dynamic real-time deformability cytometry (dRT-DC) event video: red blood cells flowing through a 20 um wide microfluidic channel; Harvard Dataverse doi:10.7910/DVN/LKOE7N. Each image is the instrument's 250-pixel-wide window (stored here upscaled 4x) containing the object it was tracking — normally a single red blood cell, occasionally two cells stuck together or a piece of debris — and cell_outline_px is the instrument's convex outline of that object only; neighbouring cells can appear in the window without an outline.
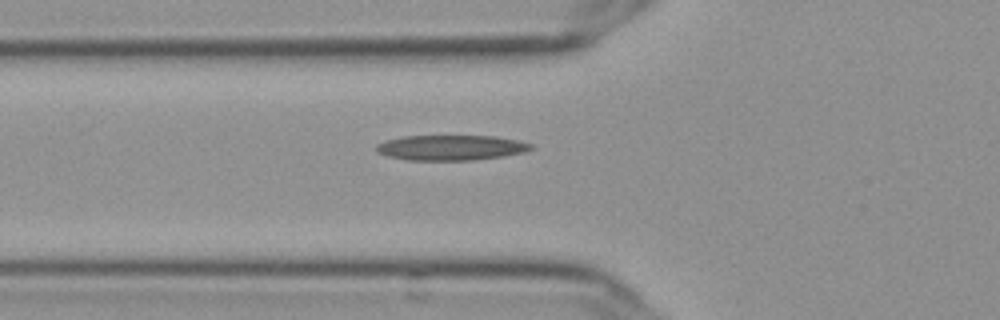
{"species": "Egyptian fruit bat (a non-hibernating species)", "species_latin": "Rousettus aegyptiacus", "temperature_condition": "cold", "stored_images_in_passage": 43, "segment_of_instrument_passage": [1, 2], "camera_frame_rate_fps": 3000, "um_per_image_px": 0.085, "frame": {"image": 1, "passage_image": 6, "time_ms": 1.667, "image_size_px": [1000, 320], "cell_outline_px": [[532, 148], [524, 152], [500, 156], [472, 160], [408, 160], [388, 156], [376, 152], [376, 144], [388, 140], [404, 136], [496, 136], [516, 140], [532, 144]], "centroid_in_image_um": [38.3, 12.55], "position_along_channel_um": 87.5, "area_um2": 22.48}}
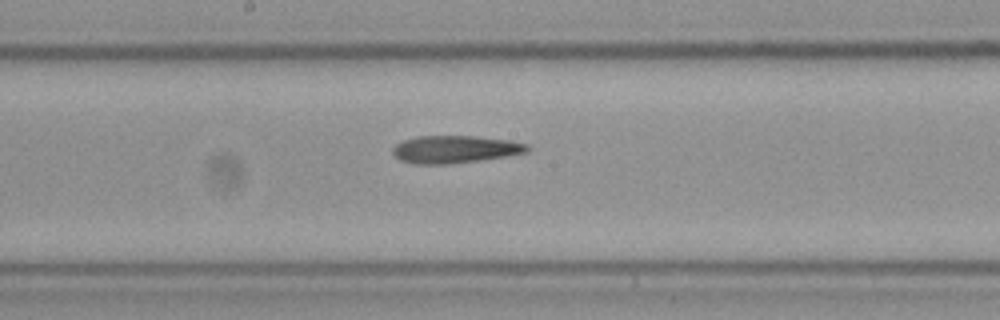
{"frame": {"image": 2, "passage_image": 16, "time_ms": 5.0, "image_size_px": [1000, 320], "cell_outline_px": [[532, 148], [528, 152], [504, 156], [448, 164], [412, 164], [400, 160], [392, 152], [392, 148], [396, 144], [404, 140], [416, 136], [476, 136], [508, 140], [528, 144]], "centroid_in_image_um": [38.66, 12.68], "position_along_channel_um": 209.5, "area_um2": 21.5}}
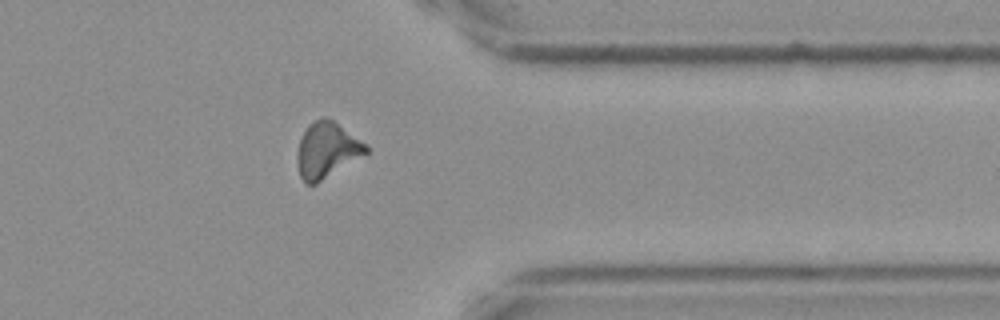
{"frame": {"image": 3, "passage_image": 31, "time_ms": 10.0, "image_size_px": [1000, 320], "cell_outline_px": [[368, 152], [316, 184], [304, 184], [300, 176], [296, 160], [296, 156], [300, 140], [308, 124], [320, 116], [324, 116], [332, 120], [368, 144]], "centroid_in_image_um": [27.76, 12.75], "position_along_channel_um": 383.6, "area_um2": 22.31}}